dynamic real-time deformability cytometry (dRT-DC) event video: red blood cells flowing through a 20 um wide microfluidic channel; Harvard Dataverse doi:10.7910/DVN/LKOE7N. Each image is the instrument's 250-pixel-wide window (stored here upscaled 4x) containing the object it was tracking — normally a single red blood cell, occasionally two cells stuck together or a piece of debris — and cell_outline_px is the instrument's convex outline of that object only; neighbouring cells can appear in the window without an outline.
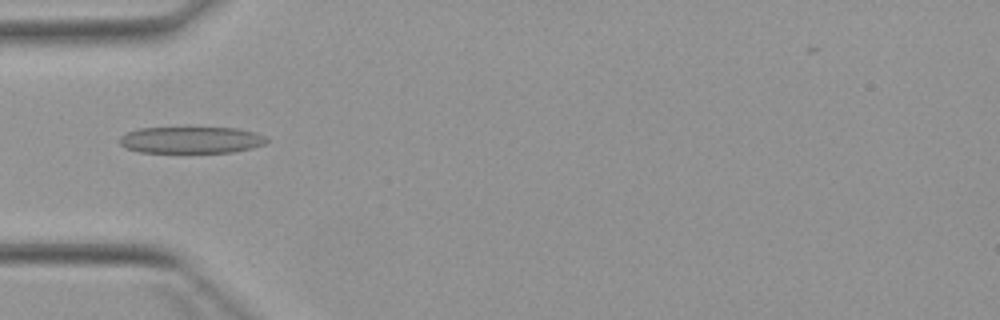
{"species": "Egyptian fruit bat (a non-hibernating species)", "species_latin": "Rousettus aegyptiacus", "temperature_condition": "warm", "stored_images_in_passage": 3, "camera_frame_rate_fps": 3000, "um_per_image_px": 0.085, "animal": {"sex": "female"}, "frame": {"image": 1, "passage_image": 3, "time_ms": 2.333, "image_size_px": [1000, 320], "cell_outline_px": [[268, 140], [264, 144], [252, 148], [232, 152], [140, 152], [128, 148], [120, 144], [120, 136], [128, 132], [140, 128], [236, 128], [256, 132], [264, 136]], "centroid_in_image_um": [16.27, 11.89], "position_along_channel_um": 68.7, "area_um2": 22.6}}